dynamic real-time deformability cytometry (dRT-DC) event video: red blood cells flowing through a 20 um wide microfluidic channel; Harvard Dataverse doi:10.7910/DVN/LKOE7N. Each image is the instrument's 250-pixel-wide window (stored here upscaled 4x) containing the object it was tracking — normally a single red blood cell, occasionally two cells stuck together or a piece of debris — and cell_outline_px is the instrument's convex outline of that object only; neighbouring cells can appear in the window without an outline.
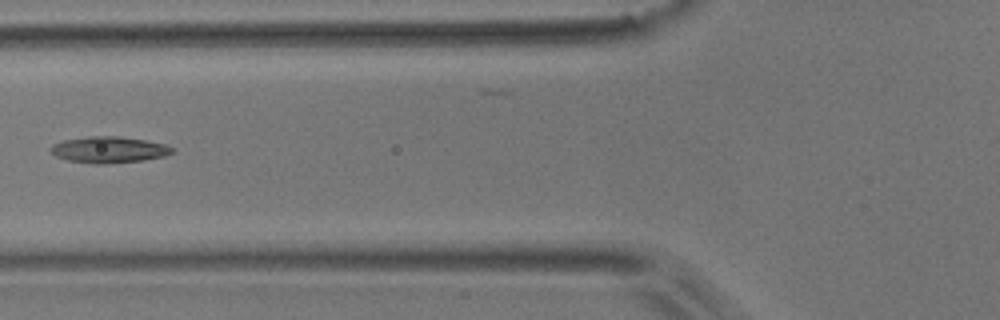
{"species": "common noctule bat (a hibernating species)", "species_latin": "Nyctalus noctula", "temperature_condition": "room temperature", "stored_images_in_passage": 5, "camera_frame_rate_fps": 3000, "um_per_image_px": 0.085, "animal": {"sex": "male", "body_mass_g": 17.9}, "frame": {"image": 1, "passage_image": 5, "time_ms": 1.333, "image_size_px": [1000, 320], "cell_outline_px": [[172, 152], [164, 156], [144, 160], [104, 164], [96, 164], [68, 160], [56, 156], [48, 148], [52, 144], [64, 140], [88, 136], [120, 136], [144, 140], [164, 144], [172, 148]], "centroid_in_image_um": [9.21, 12.72], "position_along_channel_um": 116.6, "area_um2": 18.5}}